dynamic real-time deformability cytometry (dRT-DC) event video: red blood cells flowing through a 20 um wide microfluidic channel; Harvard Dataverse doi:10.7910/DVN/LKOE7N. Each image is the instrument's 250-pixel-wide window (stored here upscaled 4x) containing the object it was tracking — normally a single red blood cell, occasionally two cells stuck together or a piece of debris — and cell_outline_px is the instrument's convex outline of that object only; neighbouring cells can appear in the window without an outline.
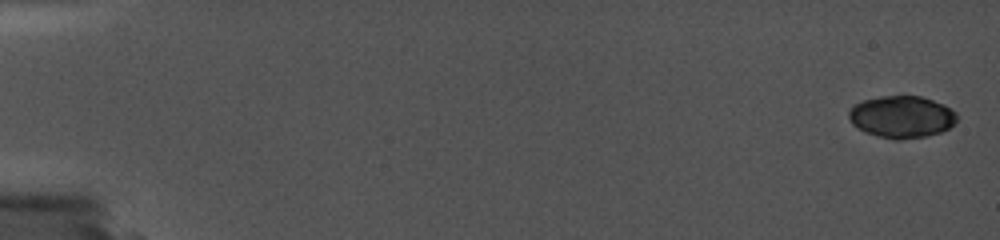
{"species": "common noctule bat (a hibernating species)", "species_latin": "Nyctalus noctula", "temperature_condition": "cold", "stored_images_in_passage": 4, "camera_frame_rate_fps": 5000, "um_per_image_px": 0.085, "animal": {"sex": "female", "body_mass_g": 19.0, "forearm_length_mm": 56.7}, "frame": {"image": 1, "passage_image": 1, "time_ms": 0.0, "image_size_px": [1000, 240], "cell_outline_px": [[956, 120], [952, 132], [904, 140], [892, 140], [876, 136], [864, 132], [852, 120], [852, 108], [868, 100], [892, 96], [916, 96], [940, 104], [948, 108], [952, 112]], "centroid_in_image_um": [76.76, 10.01], "position_along_channel_um": 8.2, "area_um2": 25.78}}